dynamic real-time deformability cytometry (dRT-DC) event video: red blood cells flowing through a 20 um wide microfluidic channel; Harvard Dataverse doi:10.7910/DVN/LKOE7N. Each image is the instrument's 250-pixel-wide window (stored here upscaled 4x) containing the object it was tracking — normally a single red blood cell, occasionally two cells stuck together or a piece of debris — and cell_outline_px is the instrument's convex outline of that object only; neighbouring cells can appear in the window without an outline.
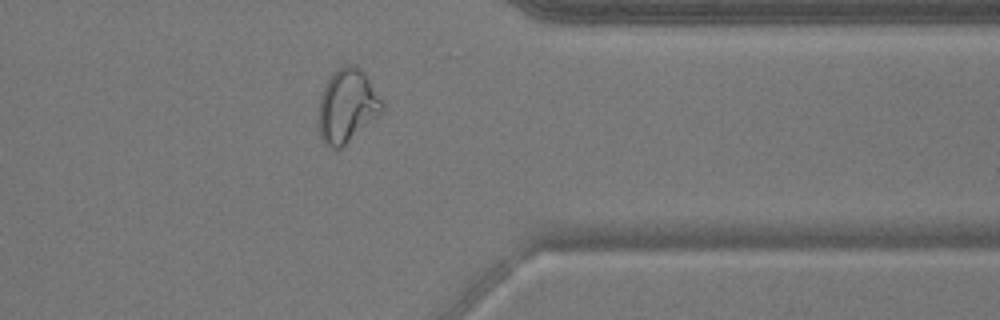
{"species": "common noctule bat (a hibernating species)", "species_latin": "Nyctalus noctula", "temperature_condition": "warm", "stored_images_in_passage": 48, "camera_frame_rate_fps": 3000, "um_per_image_px": 0.085, "animal": {"sex": "male", "body_mass_g": 17.9}, "frame": {"image": 1, "passage_image": 41, "time_ms": 13.333, "image_size_px": [1000, 320], "cell_outline_px": [[384, 112], [336, 152], [324, 144], [320, 136], [316, 124], [316, 120], [320, 96], [332, 72], [336, 68], [344, 64], [356, 64], [368, 76], [384, 104]], "centroid_in_image_um": [29.48, 9.02], "position_along_channel_um": 381.9, "area_um2": 28.15}}